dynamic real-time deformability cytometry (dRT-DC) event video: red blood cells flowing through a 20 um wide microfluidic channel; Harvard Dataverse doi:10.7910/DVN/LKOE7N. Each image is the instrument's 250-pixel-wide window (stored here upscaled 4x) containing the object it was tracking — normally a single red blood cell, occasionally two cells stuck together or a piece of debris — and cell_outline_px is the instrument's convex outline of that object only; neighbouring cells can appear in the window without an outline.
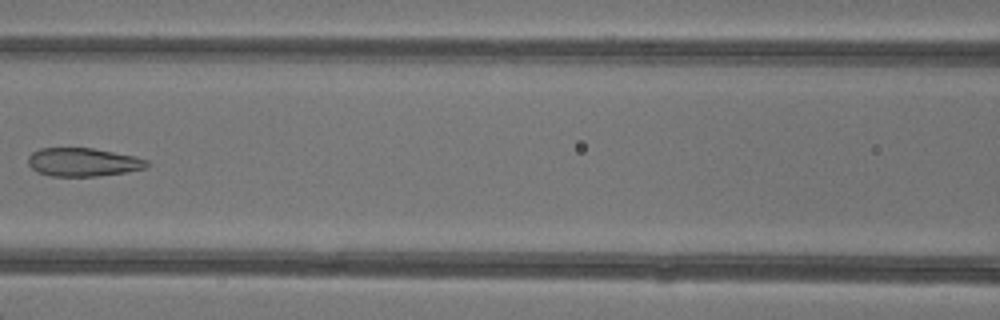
{"species": "common noctule bat (a hibernating species)", "species_latin": "Nyctalus noctula", "temperature_condition": "warm", "stored_images_in_passage": 6, "camera_frame_rate_fps": 3000, "um_per_image_px": 0.085, "animal": {"sex": "female"}, "frame": {"image": 1, "passage_image": 6, "time_ms": 6.0, "image_size_px": [1000, 320], "cell_outline_px": [[148, 164], [144, 168], [124, 172], [96, 176], [48, 176], [36, 172], [28, 164], [28, 156], [32, 152], [40, 148], [92, 148], [136, 156], [148, 160]], "centroid_in_image_um": [7.02, 13.78], "position_along_channel_um": 159.6, "area_um2": 19.65}}